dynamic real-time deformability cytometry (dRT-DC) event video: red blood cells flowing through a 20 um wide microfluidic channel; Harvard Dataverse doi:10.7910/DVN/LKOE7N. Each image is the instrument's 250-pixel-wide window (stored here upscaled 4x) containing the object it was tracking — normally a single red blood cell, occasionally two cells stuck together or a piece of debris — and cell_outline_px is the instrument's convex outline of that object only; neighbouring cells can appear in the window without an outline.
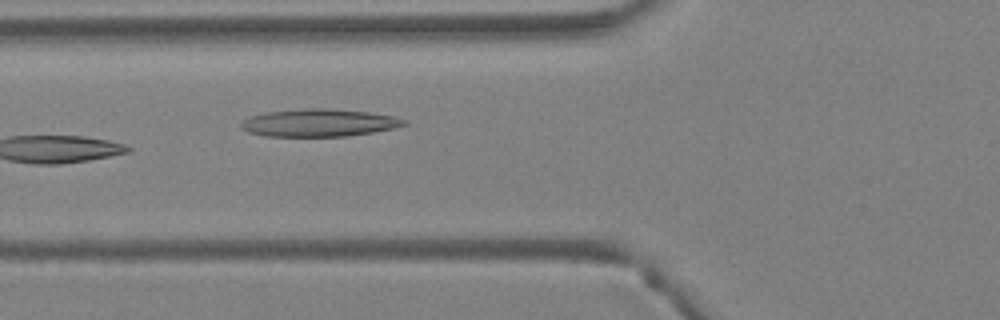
{"species": "Egyptian fruit bat (a non-hibernating species)", "species_latin": "Rousettus aegyptiacus", "temperature_condition": "warm", "stored_images_in_passage": 2, "camera_frame_rate_fps": 3000, "um_per_image_px": 0.085, "animal": {"sex": "female"}, "frame": {"image": 1, "passage_image": 2, "time_ms": 0.333, "image_size_px": [1000, 320], "cell_outline_px": [[408, 124], [396, 128], [348, 136], [264, 136], [248, 132], [240, 128], [240, 124], [244, 120], [252, 116], [268, 112], [308, 108], [328, 108], [368, 112], [392, 116], [404, 120]], "centroid_in_image_um": [27.12, 10.44], "position_along_channel_um": 98.7, "area_um2": 26.01}}